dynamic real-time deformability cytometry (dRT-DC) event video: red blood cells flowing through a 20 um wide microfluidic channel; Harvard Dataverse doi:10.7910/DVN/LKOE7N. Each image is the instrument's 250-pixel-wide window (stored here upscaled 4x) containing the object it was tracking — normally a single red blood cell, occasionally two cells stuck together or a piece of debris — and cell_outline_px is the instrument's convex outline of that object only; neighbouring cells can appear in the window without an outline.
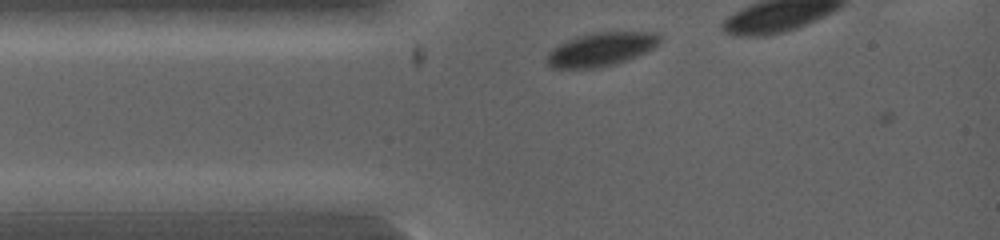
{"species": "common noctule bat (a hibernating species)", "species_latin": "Nyctalus noctula", "temperature_condition": "warm", "stored_images_in_passage": 2, "camera_frame_rate_fps": 5000, "um_per_image_px": 0.085, "animal": {"sex": "female", "body_mass_g": 19.0, "forearm_length_mm": 53.3}, "frame": {"image": 1, "passage_image": 1, "time_ms": 0.0, "image_size_px": [1000, 240], "cell_outline_px": [[660, 40], [648, 52], [616, 64], [592, 68], [552, 68], [544, 60], [548, 52], [552, 48], [576, 36], [596, 32], [656, 32], [660, 36]], "centroid_in_image_um": [51.06, 4.19], "position_along_channel_um": 33.9, "area_um2": 22.08}}